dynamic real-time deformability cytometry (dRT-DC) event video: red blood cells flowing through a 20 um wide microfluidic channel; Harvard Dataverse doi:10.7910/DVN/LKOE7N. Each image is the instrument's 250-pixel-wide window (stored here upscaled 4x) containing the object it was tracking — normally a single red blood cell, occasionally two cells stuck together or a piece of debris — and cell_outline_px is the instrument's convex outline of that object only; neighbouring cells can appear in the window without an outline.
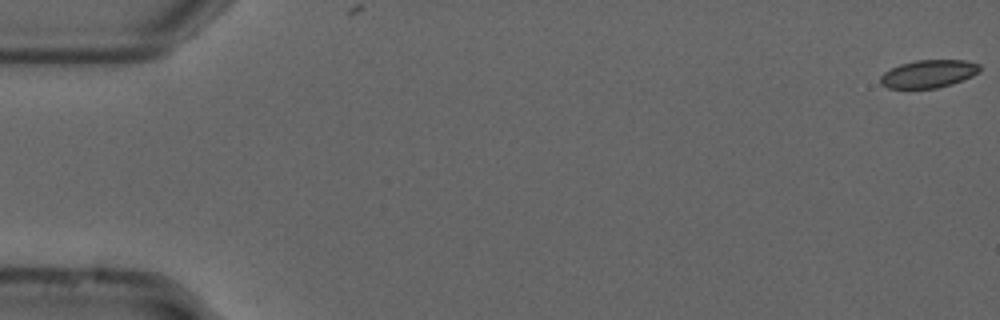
{"species": "common noctule bat (a hibernating species)", "species_latin": "Nyctalus noctula", "temperature_condition": "cold", "stored_images_in_passage": 4, "camera_frame_rate_fps": 3000, "um_per_image_px": 0.085, "animal": {"sex": "male", "forearm_length_mm": 52.5}, "frame": {"image": 1, "passage_image": 1, "time_ms": 0.0, "image_size_px": [1000, 320], "cell_outline_px": [[980, 72], [972, 76], [952, 84], [936, 88], [888, 88], [880, 84], [880, 76], [884, 72], [900, 64], [916, 60], [964, 60], [980, 64]], "centroid_in_image_um": [78.93, 6.27], "position_along_channel_um": 6.1, "area_um2": 16.13}}